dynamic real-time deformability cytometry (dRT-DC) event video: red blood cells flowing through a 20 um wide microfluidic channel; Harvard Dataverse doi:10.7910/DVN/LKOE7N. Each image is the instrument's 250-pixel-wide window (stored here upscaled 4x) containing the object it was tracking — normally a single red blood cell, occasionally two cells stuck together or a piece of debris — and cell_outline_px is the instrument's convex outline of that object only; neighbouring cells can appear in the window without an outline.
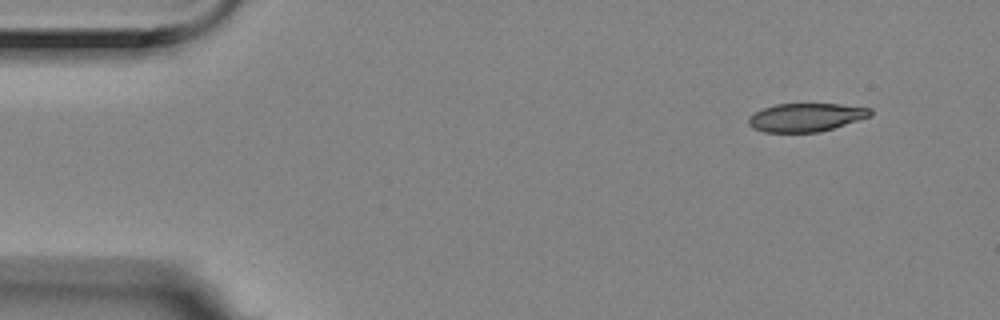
{"species": "Egyptian fruit bat (a non-hibernating species)", "species_latin": "Rousettus aegyptiacus", "temperature_condition": "room temperature", "stored_images_in_passage": 4, "camera_frame_rate_fps": 3000, "um_per_image_px": 0.085, "animal": {"sex": "female"}, "frame": {"image": 1, "passage_image": 1, "time_ms": 0.0, "image_size_px": [1000, 320], "cell_outline_px": [[872, 116], [820, 132], [764, 132], [752, 128], [748, 124], [748, 120], [756, 112], [764, 108], [776, 104], [840, 104], [872, 108]], "centroid_in_image_um": [68.54, 9.98], "position_along_channel_um": 16.5, "area_um2": 20.06}}
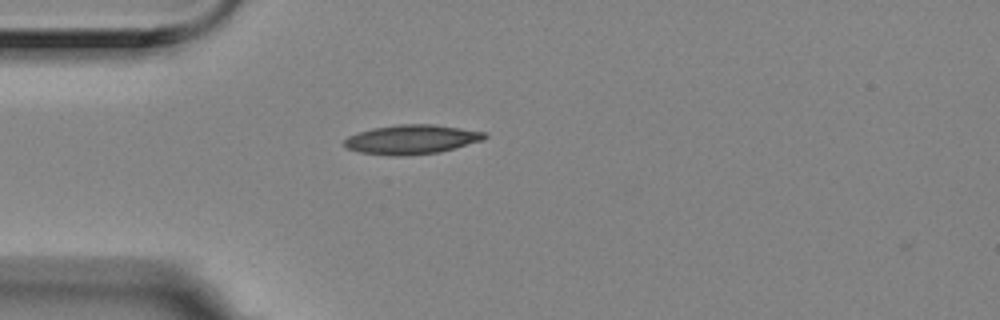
{"frame": {"image": 2, "passage_image": 4, "time_ms": 1.0, "image_size_px": [1000, 320], "cell_outline_px": [[488, 136], [484, 140], [440, 152], [404, 156], [392, 156], [360, 152], [348, 148], [344, 144], [344, 140], [348, 136], [372, 128], [400, 124], [432, 124], [460, 128], [484, 132]], "centroid_in_image_um": [35.0, 11.85], "position_along_channel_um": 50.0, "area_um2": 23.87}}